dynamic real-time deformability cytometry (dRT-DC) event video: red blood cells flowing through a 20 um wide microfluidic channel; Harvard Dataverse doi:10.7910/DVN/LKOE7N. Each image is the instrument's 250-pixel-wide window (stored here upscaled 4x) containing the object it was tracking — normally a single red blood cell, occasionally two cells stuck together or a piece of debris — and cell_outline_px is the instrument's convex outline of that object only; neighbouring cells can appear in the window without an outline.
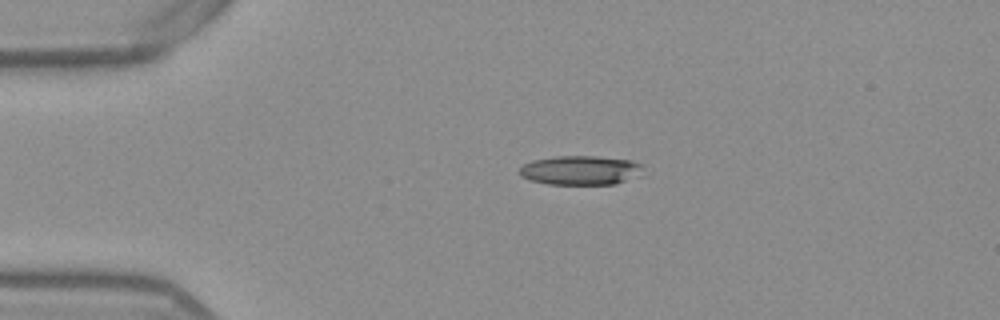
{"species": "Egyptian fruit bat (a non-hibernating species)", "species_latin": "Rousettus aegyptiacus", "temperature_condition": "warm", "stored_images_in_passage": 42, "camera_frame_rate_fps": 3000, "um_per_image_px": 0.085, "frame": {"image": 1, "passage_image": 1, "time_ms": 0.0, "image_size_px": [1000, 320], "cell_outline_px": [[644, 176], [616, 184], [548, 184], [528, 180], [520, 176], [520, 168], [524, 164], [532, 160], [556, 156], [596, 156], [632, 160], [644, 164]], "centroid_in_image_um": [49.44, 14.48], "position_along_channel_um": 35.6, "area_um2": 21.62}}
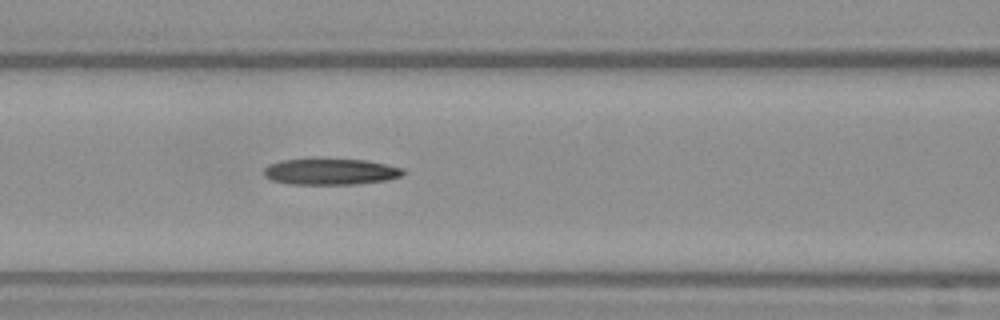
{"frame": {"image": 2, "passage_image": 12, "time_ms": 3.667, "image_size_px": [1000, 320], "cell_outline_px": [[404, 172], [400, 176], [388, 180], [356, 184], [288, 184], [272, 180], [264, 176], [264, 168], [268, 164], [280, 160], [308, 156], [320, 156], [364, 160], [404, 168]], "centroid_in_image_um": [28.01, 14.54], "position_along_channel_um": 138.6, "area_um2": 22.31}}
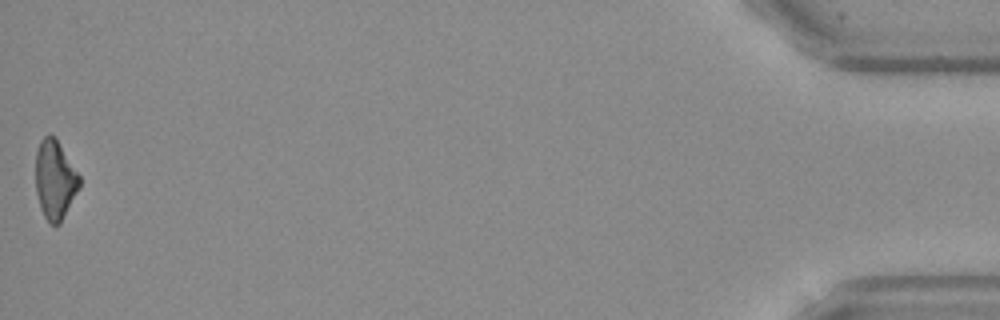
{"frame": {"image": 3, "passage_image": 42, "time_ms": 13.667, "image_size_px": [1000, 320], "cell_outline_px": [[80, 188], [60, 224], [48, 224], [40, 208], [36, 192], [36, 152], [40, 140], [48, 132], [56, 136], [80, 176]], "centroid_in_image_um": [4.67, 15.25], "position_along_channel_um": 430.5, "area_um2": 20.58}}